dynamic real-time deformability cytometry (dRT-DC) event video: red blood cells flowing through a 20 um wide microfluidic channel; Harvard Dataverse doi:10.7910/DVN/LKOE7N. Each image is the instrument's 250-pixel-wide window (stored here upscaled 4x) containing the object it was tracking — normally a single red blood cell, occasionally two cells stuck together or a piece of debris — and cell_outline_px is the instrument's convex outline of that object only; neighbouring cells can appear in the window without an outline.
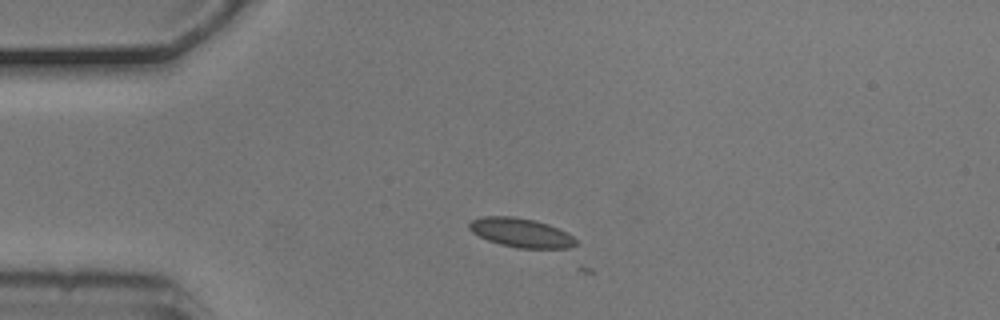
{"species": "common noctule bat (a hibernating species)", "species_latin": "Nyctalus noctula", "temperature_condition": "cold", "stored_images_in_passage": 2, "camera_frame_rate_fps": 3000, "um_per_image_px": 0.085, "animal": {"sex": "male", "body_mass_g": 20.5, "forearm_length_mm": 52.5}, "frame": {"image": 1, "passage_image": 2, "time_ms": 0.333, "image_size_px": [1000, 320], "cell_outline_px": [[576, 244], [568, 248], [516, 248], [500, 244], [488, 240], [472, 232], [468, 228], [468, 224], [472, 220], [484, 216], [512, 216], [536, 220], [548, 224], [568, 232], [576, 240]], "centroid_in_image_um": [44.28, 19.77], "position_along_channel_um": 40.7, "area_um2": 18.09}}